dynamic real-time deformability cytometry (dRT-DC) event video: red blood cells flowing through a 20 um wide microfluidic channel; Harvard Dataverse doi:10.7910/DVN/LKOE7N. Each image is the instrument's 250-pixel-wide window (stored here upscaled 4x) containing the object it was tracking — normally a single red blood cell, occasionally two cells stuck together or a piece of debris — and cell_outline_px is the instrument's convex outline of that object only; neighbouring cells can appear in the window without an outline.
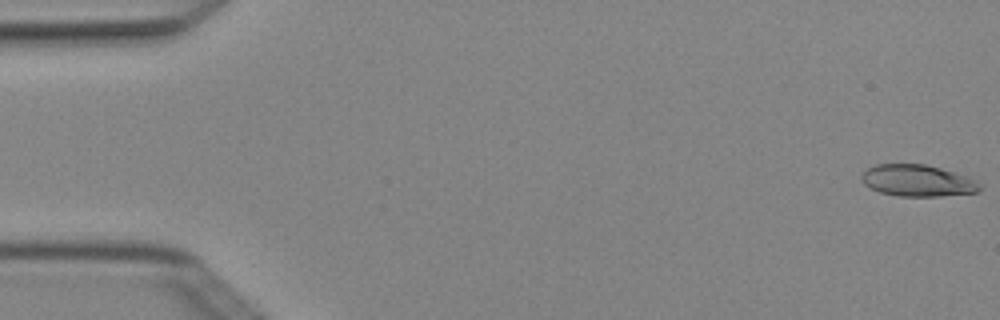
{"species": "Egyptian fruit bat (a non-hibernating species)", "species_latin": "Rousettus aegyptiacus", "temperature_condition": "cold", "stored_images_in_passage": 5, "camera_frame_rate_fps": 3000, "um_per_image_px": 0.085, "animal": {"sex": "female"}, "frame": {"image": 1, "passage_image": 1, "time_ms": 0.0, "image_size_px": [1000, 320], "cell_outline_px": [[980, 188], [976, 192], [940, 196], [896, 196], [880, 192], [864, 184], [860, 180], [860, 176], [868, 168], [876, 164], [924, 164], [940, 168], [968, 176], [976, 180], [980, 184]], "centroid_in_image_um": [77.97, 15.35], "position_along_channel_um": 7.0, "area_um2": 21.73}}
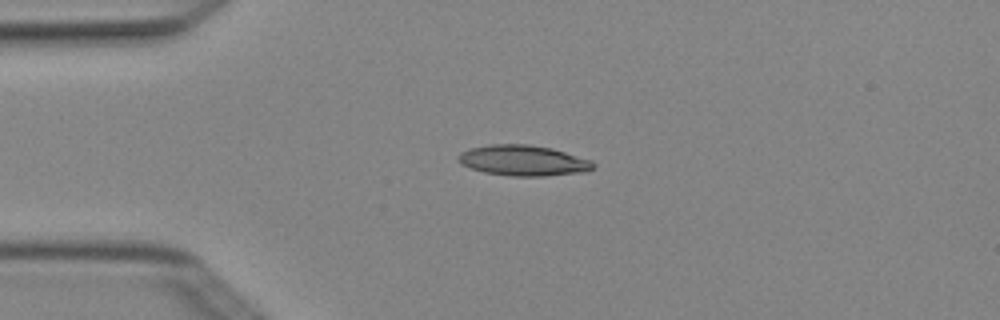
{"frame": {"image": 2, "passage_image": 4, "time_ms": 1.0, "image_size_px": [1000, 320], "cell_outline_px": [[596, 168], [588, 172], [548, 176], [512, 176], [484, 172], [460, 164], [456, 160], [456, 156], [460, 152], [468, 148], [488, 144], [528, 144], [552, 148], [592, 160], [596, 164]], "centroid_in_image_um": [44.49, 13.64], "position_along_channel_um": 40.5, "area_um2": 24.57}}